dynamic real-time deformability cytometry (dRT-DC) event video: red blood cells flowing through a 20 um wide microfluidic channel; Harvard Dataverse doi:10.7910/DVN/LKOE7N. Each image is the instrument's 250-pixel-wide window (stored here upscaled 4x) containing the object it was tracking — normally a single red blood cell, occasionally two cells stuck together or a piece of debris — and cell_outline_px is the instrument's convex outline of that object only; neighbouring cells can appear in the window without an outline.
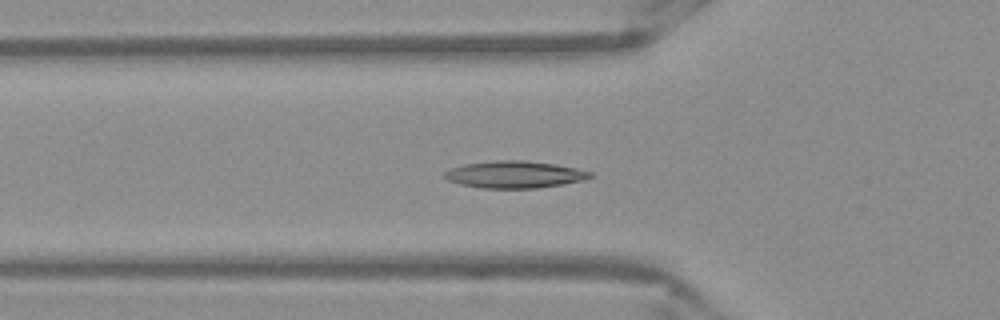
{"species": "Egyptian fruit bat (a non-hibernating species)", "species_latin": "Rousettus aegyptiacus", "temperature_condition": "warm", "stored_images_in_passage": 53, "camera_frame_rate_fps": 3000, "um_per_image_px": 0.085, "frame": {"image": 1, "passage_image": 18, "time_ms": 5.667, "image_size_px": [1000, 320], "cell_outline_px": [[596, 176], [584, 180], [564, 184], [536, 188], [480, 188], [460, 184], [448, 180], [440, 176], [448, 168], [464, 164], [496, 160], [524, 160], [556, 164], [576, 168], [592, 172]], "centroid_in_image_um": [43.73, 14.83], "position_along_channel_um": 82.1, "area_um2": 23.29}}
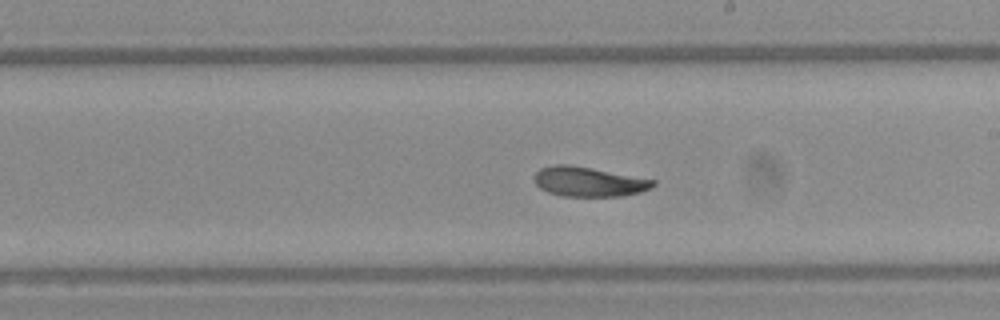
{"frame": {"image": 2, "passage_image": 30, "time_ms": 9.667, "image_size_px": [1000, 320], "cell_outline_px": [[656, 184], [652, 188], [640, 192], [620, 196], [560, 196], [548, 192], [540, 188], [536, 184], [532, 176], [540, 168], [556, 164], [568, 164], [592, 168], [656, 180]], "centroid_in_image_um": [50.02, 15.44], "position_along_channel_um": 239.0, "area_um2": 20.63}}
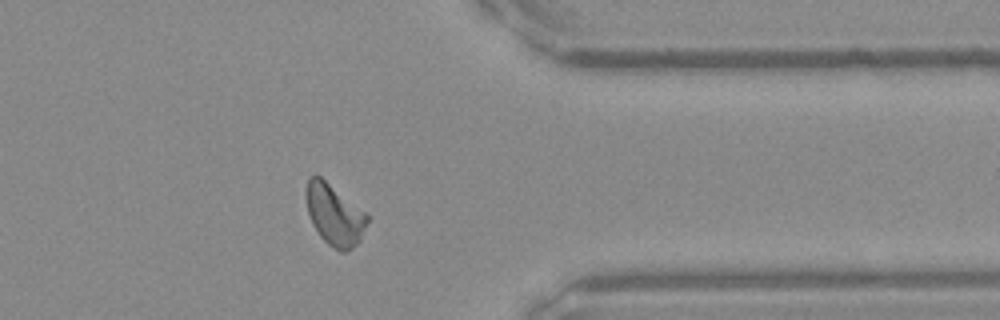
{"frame": {"image": 3, "passage_image": 42, "time_ms": 13.667, "image_size_px": [1000, 320], "cell_outline_px": [[368, 220], [360, 240], [352, 248], [344, 252], [340, 252], [332, 248], [320, 236], [312, 224], [308, 212], [304, 196], [304, 192], [308, 176], [320, 176], [368, 212]], "centroid_in_image_um": [28.42, 18.23], "position_along_channel_um": 383.0, "area_um2": 22.2}, "authors_computed_cell_mechanics": {"area_um2": 21.2704, "velocity_mm_per_s": 3.9078, "shape_relaxation_time_tau1_ms": 4.9497, "shape_relaxation_time_tau2_ms": 3.8969, "deformation_change_tau1": 0.1629, "deformation_change_tau2": 0.1024}}